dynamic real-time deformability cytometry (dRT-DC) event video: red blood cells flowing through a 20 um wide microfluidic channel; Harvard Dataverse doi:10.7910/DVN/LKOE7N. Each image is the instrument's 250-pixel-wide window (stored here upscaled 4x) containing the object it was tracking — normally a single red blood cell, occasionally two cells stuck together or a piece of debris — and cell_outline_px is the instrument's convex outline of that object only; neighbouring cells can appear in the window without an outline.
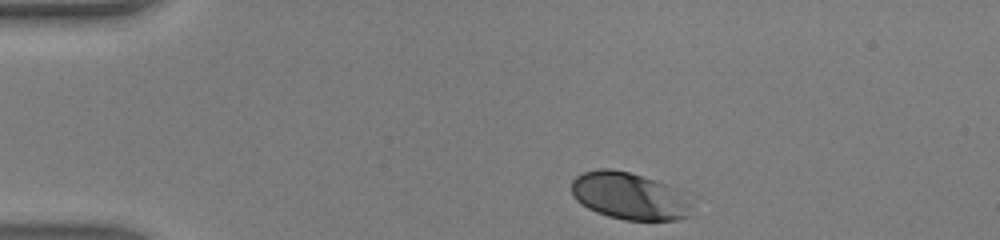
{"species": "human", "species_latin": "Homo sapiens", "temperature_condition": "warm", "stored_images_in_passage": 32, "camera_frame_rate_fps": 3000, "um_per_image_px": 0.085, "donor": {"sex": "male"}, "frame": {"image": 1, "passage_image": 1, "time_ms": 0.0, "image_size_px": [1000, 240], "cell_outline_px": [[696, 216], [676, 220], [624, 220], [608, 216], [596, 212], [580, 204], [572, 196], [572, 180], [576, 176], [584, 172], [600, 168], [612, 168], [628, 172], [676, 188], [692, 204]], "centroid_in_image_um": [53.51, 16.69], "position_along_channel_um": 31.5, "area_um2": 33.29}}
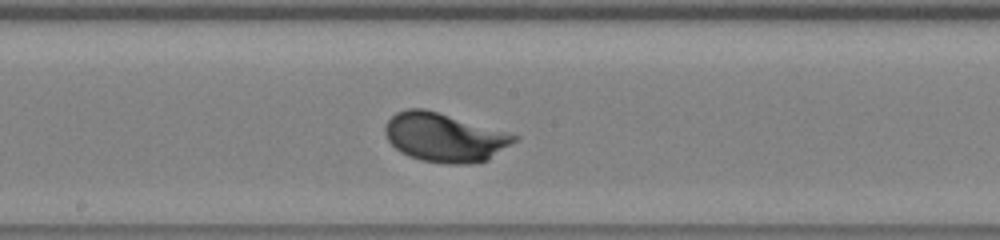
{"frame": {"image": 2, "passage_image": 18, "time_ms": 5.667, "image_size_px": [1000, 240], "cell_outline_px": [[520, 140], [488, 160], [472, 164], [448, 164], [420, 160], [408, 156], [400, 152], [388, 140], [384, 132], [384, 128], [388, 120], [396, 112], [408, 108], [424, 108], [520, 136]], "centroid_in_image_um": [37.8, 11.69], "position_along_channel_um": 210.4, "area_um2": 36.88}}
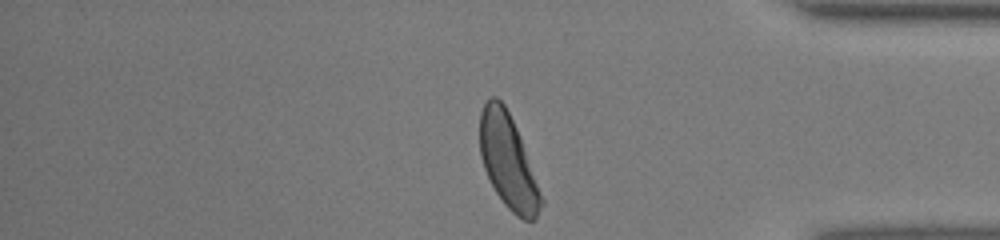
{"frame": {"image": 3, "passage_image": 32, "time_ms": 10.333, "image_size_px": [1000, 240], "cell_outline_px": [[544, 204], [536, 220], [524, 220], [516, 216], [504, 204], [496, 192], [484, 168], [480, 156], [480, 112], [484, 104], [492, 96], [496, 96], [504, 104], [516, 128], [544, 200]], "centroid_in_image_um": [43.19, 13.77], "position_along_channel_um": 392.0, "area_um2": 33.18}, "authors_computed_cell_mechanics": {"area_um2": 34.0731, "velocity_mm_per_s": 4.3199, "shape_relaxation_time_tau1_ms": 1.7112, "shape_relaxation_time_tau2_ms": null, "deformation_change_tau1": 0.1304, "deformation_change_tau2": null}}